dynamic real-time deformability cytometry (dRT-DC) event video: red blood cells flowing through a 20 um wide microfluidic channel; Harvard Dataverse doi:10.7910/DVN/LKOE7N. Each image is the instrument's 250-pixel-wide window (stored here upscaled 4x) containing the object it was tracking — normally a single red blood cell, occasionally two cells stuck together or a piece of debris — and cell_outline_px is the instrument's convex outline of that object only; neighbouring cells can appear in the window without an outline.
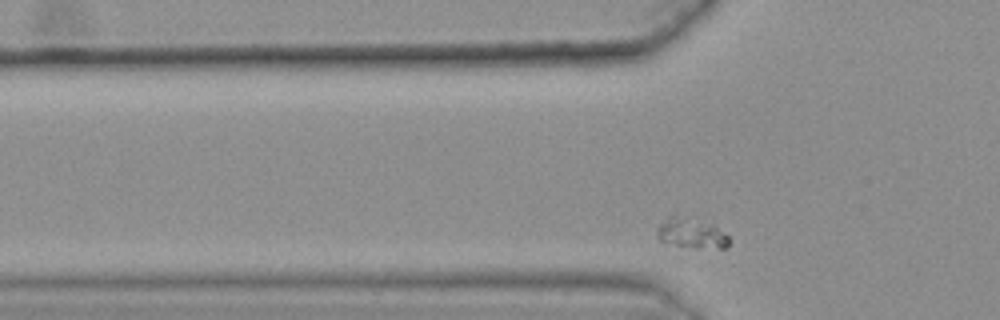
{"species": "common noctule bat (a hibernating species)", "species_latin": "Nyctalus noctula", "temperature_condition": "warm", "stored_images_in_passage": 35, "camera_frame_rate_fps": 3000, "um_per_image_px": 0.085, "animal": {"sex": "female", "body_mass_g": 25.1}, "frame": {"image": 1, "passage_image": 6, "time_ms": 1.667, "image_size_px": [1000, 320], "cell_outline_px": [[732, 240], [728, 248], [720, 248], [676, 244], [660, 240], [656, 236], [656, 228], [668, 216], [676, 212], [692, 216], [712, 224], [728, 236]], "centroid_in_image_um": [58.76, 19.73], "position_along_channel_um": 67.0, "area_um2": 12.83}}
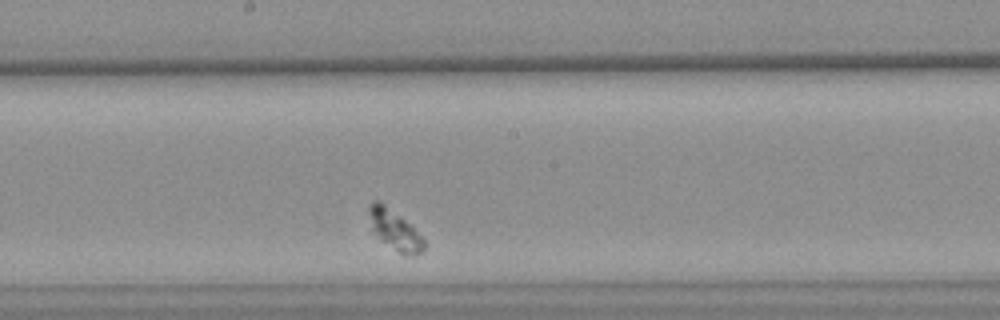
{"frame": {"image": 2, "passage_image": 20, "time_ms": 6.333, "image_size_px": [1000, 320], "cell_outline_px": [[424, 248], [420, 252], [400, 252], [380, 240], [372, 232], [368, 212], [368, 208], [376, 200], [380, 200], [404, 220], [424, 240]], "centroid_in_image_um": [33.46, 19.48], "position_along_channel_um": 214.7, "area_um2": 12.02}}
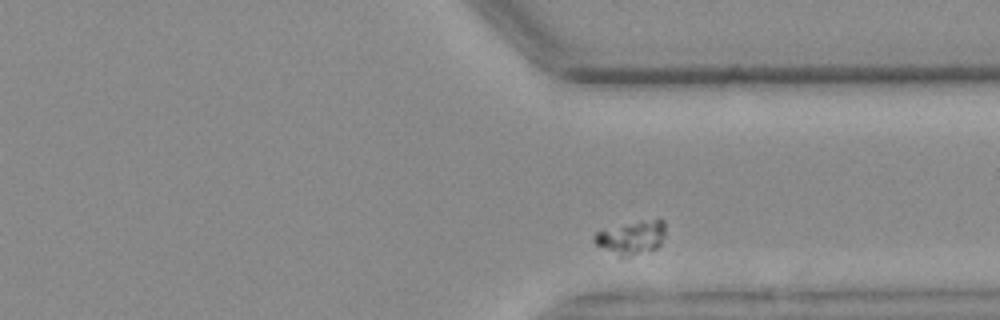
{"frame": {"image": 3, "passage_image": 33, "time_ms": 10.667, "image_size_px": [1000, 320], "cell_outline_px": [[664, 236], [660, 244], [656, 248], [620, 260], [596, 244], [592, 240], [596, 232], [640, 220], [664, 220]], "centroid_in_image_um": [53.64, 20.24], "position_along_channel_um": 357.8, "area_um2": 13.99}}